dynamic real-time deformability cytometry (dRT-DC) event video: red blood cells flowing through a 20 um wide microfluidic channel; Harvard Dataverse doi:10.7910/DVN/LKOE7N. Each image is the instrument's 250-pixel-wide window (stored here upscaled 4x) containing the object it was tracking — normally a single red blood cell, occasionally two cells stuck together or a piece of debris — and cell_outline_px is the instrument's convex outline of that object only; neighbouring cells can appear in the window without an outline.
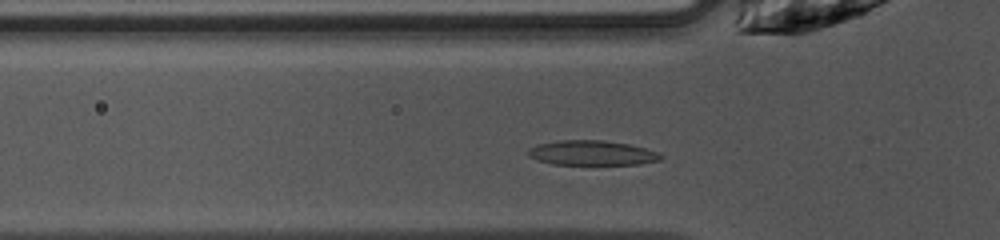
{"species": "common noctule bat (a hibernating species)", "species_latin": "Nyctalus noctula", "temperature_condition": "warm", "stored_images_in_passage": 28, "camera_frame_rate_fps": 3000, "um_per_image_px": 0.085, "animal": {"sex": "female", "body_mass_g": 10.0, "forearm_length_mm": 53.1}, "frame": {"image": 1, "passage_image": 3, "time_ms": 0.667, "image_size_px": [1000, 240], "cell_outline_px": [[664, 156], [660, 160], [640, 164], [552, 164], [536, 160], [528, 156], [528, 148], [536, 144], [560, 140], [604, 140], [632, 144], [660, 152]], "centroid_in_image_um": [50.33, 12.99], "position_along_channel_um": 75.5, "area_um2": 19.42}}
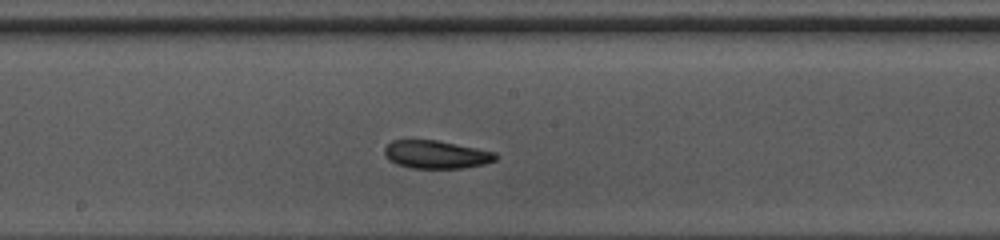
{"frame": {"image": 2, "passage_image": 13, "time_ms": 4.0, "image_size_px": [1000, 240], "cell_outline_px": [[500, 156], [496, 160], [484, 164], [464, 168], [412, 168], [396, 164], [388, 160], [384, 156], [384, 148], [392, 140], [436, 140], [496, 152]], "centroid_in_image_um": [37.07, 13.14], "position_along_channel_um": 211.1, "area_um2": 18.26}}
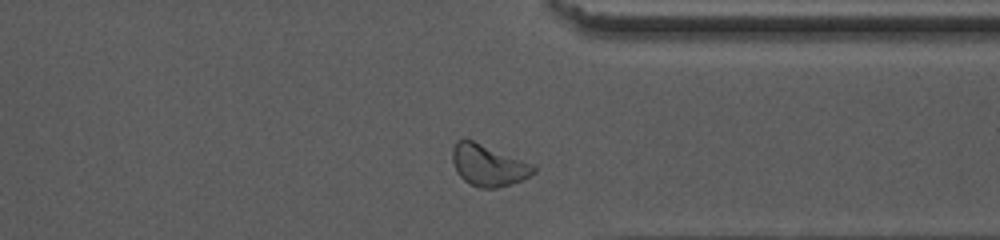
{"frame": {"image": 3, "passage_image": 25, "time_ms": 8.0, "image_size_px": [1000, 240], "cell_outline_px": [[536, 172], [520, 180], [496, 188], [480, 188], [464, 180], [456, 172], [452, 160], [452, 148], [456, 140], [472, 140], [532, 164], [536, 168]], "centroid_in_image_um": [41.46, 14.05], "position_along_channel_um": 369.9, "area_um2": 19.19}, "authors_computed_cell_mechanics": {"area_um2": 18.3804, "velocity_mm_per_s": 4.0316, "shape_relaxation_time_tau1_ms": 3.087, "shape_relaxation_time_tau2_ms": null, "deformation_change_tau1": 0.1221, "deformation_change_tau2": null}}